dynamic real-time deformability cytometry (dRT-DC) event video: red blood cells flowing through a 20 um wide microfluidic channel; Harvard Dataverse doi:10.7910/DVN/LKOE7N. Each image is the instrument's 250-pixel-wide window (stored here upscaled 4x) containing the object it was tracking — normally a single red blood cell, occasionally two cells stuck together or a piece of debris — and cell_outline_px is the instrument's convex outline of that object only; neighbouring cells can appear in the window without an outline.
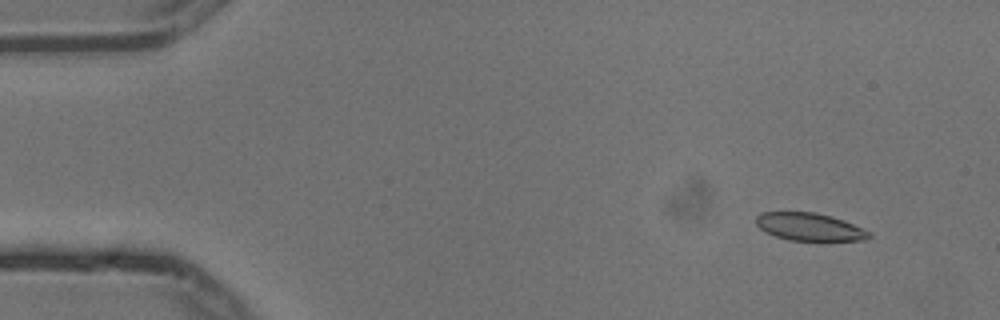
{"species": "common noctule bat (a hibernating species)", "species_latin": "Nyctalus noctula", "temperature_condition": "cold", "stored_images_in_passage": 5, "camera_frame_rate_fps": 3000, "um_per_image_px": 0.085, "animal": {"sex": "male", "body_mass_g": 13.3}, "frame": {"image": 1, "passage_image": 2, "time_ms": 0.333, "image_size_px": [1000, 320], "cell_outline_px": [[872, 236], [864, 240], [788, 240], [776, 236], [760, 228], [756, 224], [756, 216], [760, 212], [816, 212], [832, 216], [844, 220], [872, 232]], "centroid_in_image_um": [68.83, 19.27], "position_along_channel_um": 16.2, "area_um2": 18.21}}
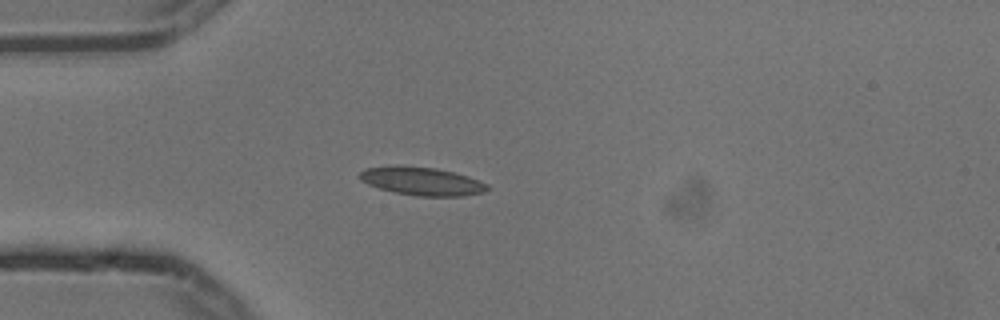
{"frame": {"image": 2, "passage_image": 4, "time_ms": 1.0, "image_size_px": [1000, 320], "cell_outline_px": [[488, 188], [484, 192], [460, 196], [416, 196], [396, 192], [380, 188], [368, 184], [360, 180], [360, 172], [364, 168], [396, 164], [436, 168], [468, 176], [488, 184]], "centroid_in_image_um": [35.82, 15.38], "position_along_channel_um": 49.2, "area_um2": 21.04}}